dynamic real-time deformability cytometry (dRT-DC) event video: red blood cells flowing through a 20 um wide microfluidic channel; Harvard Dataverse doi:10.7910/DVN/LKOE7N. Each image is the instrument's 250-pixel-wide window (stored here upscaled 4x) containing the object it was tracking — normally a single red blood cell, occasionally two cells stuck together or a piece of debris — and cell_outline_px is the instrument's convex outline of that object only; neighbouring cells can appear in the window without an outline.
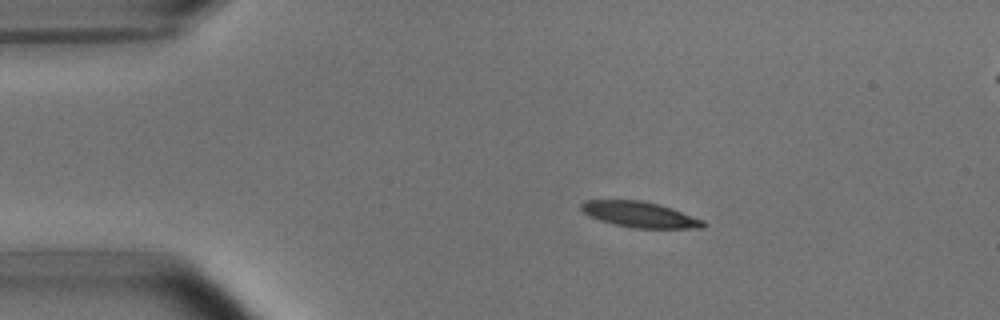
{"species": "common noctule bat (a hibernating species)", "species_latin": "Nyctalus noctula", "temperature_condition": "room temperature", "stored_images_in_passage": 44, "camera_frame_rate_fps": 3000, "um_per_image_px": 0.085, "animal": {"sex": "male", "body_mass_g": 15.6}, "frame": {"image": 1, "passage_image": 1, "time_ms": 0.0, "image_size_px": [1000, 320], "cell_outline_px": [[708, 224], [704, 228], [632, 228], [600, 220], [588, 216], [580, 208], [580, 204], [584, 200], [640, 200], [660, 204], [672, 208], [704, 220]], "centroid_in_image_um": [54.4, 18.23], "position_along_channel_um": 30.6, "area_um2": 18.38}}
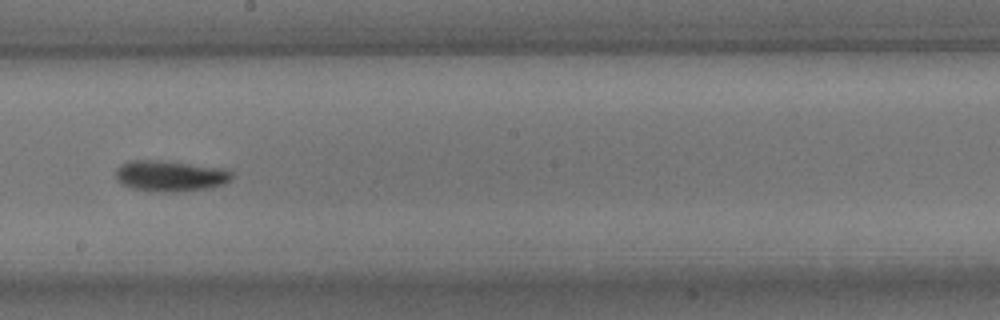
{"frame": {"image": 2, "passage_image": 21, "time_ms": 6.667, "image_size_px": [1000, 320], "cell_outline_px": [[232, 176], [224, 184], [212, 188], [180, 192], [160, 192], [132, 188], [120, 184], [116, 176], [116, 168], [120, 164], [132, 160], [156, 160], [224, 168], [232, 172]], "centroid_in_image_um": [14.46, 14.96], "position_along_channel_um": 233.7, "area_um2": 20.98}}
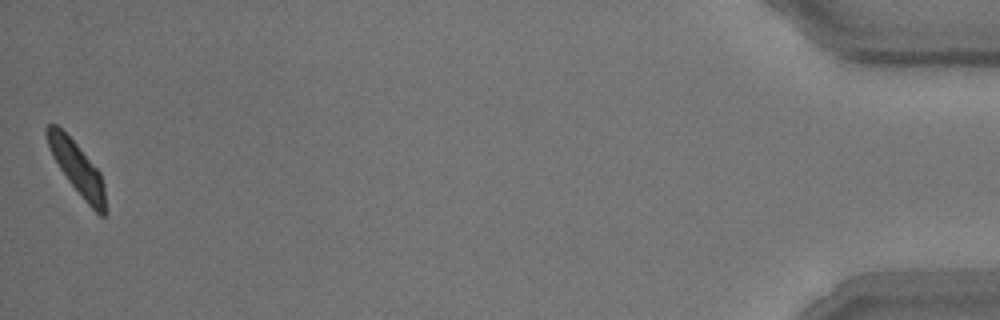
{"frame": {"image": 3, "passage_image": 44, "time_ms": 14.333, "image_size_px": [1000, 320], "cell_outline_px": [[108, 212], [104, 216], [100, 216], [84, 200], [68, 180], [52, 156], [44, 132], [44, 128], [48, 124], [56, 124], [76, 144], [100, 172], [104, 184]], "centroid_in_image_um": [6.58, 14.33], "position_along_channel_um": 428.6, "area_um2": 17.74}, "authors_computed_cell_mechanics": {"area_um2": 19.2763, "velocity_mm_per_s": 3.7583, "shape_relaxation_time_tau1_ms": 3.0564, "shape_relaxation_time_tau2_ms": null, "deformation_change_tau1": 0.1433, "deformation_change_tau2": null}}